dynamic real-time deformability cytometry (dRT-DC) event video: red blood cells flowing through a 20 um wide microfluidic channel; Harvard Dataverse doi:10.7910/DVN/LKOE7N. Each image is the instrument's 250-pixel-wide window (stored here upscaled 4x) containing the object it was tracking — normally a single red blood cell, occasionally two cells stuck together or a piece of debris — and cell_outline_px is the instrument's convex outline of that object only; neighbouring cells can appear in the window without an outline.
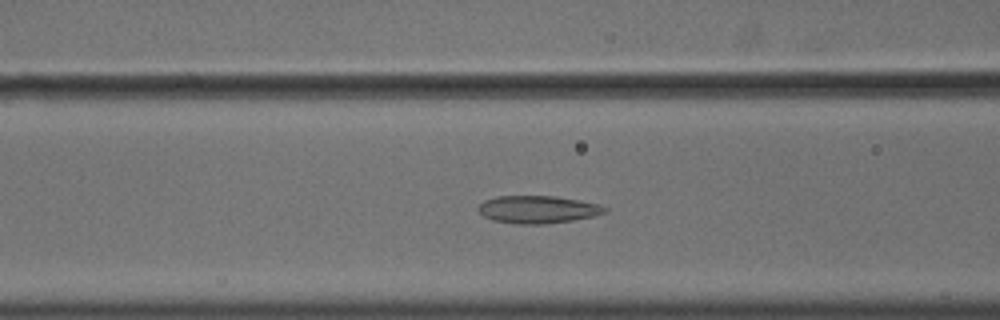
{"species": "common noctule bat (a hibernating species)", "species_latin": "Nyctalus noctula", "temperature_condition": "cold", "stored_images_in_passage": 44, "camera_frame_rate_fps": 3000, "um_per_image_px": 0.085, "animal": {"sex": "male", "body_mass_g": 18.8}, "frame": {"image": 1, "passage_image": 11, "time_ms": 3.333, "image_size_px": [1000, 320], "cell_outline_px": [[608, 212], [592, 216], [572, 220], [544, 224], [516, 224], [492, 220], [484, 216], [476, 208], [484, 200], [496, 196], [556, 196], [600, 204], [608, 208]], "centroid_in_image_um": [45.7, 17.8], "position_along_channel_um": 120.9, "area_um2": 20.4}}
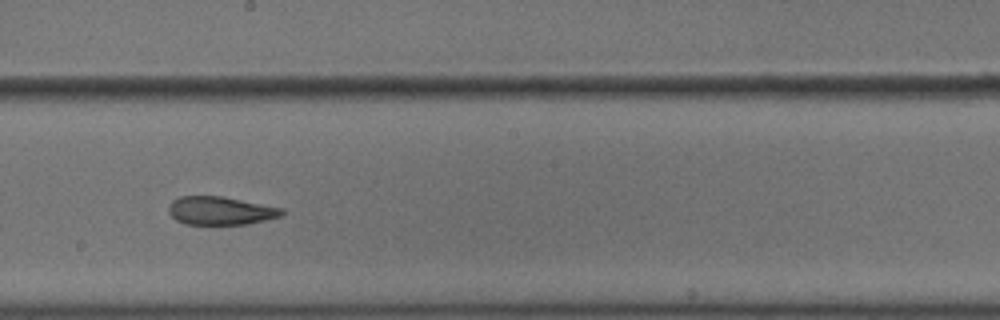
{"frame": {"image": 2, "passage_image": 20, "time_ms": 6.333, "image_size_px": [1000, 320], "cell_outline_px": [[284, 216], [248, 224], [184, 224], [176, 220], [168, 212], [168, 204], [172, 200], [180, 196], [220, 196], [284, 208]], "centroid_in_image_um": [18.74, 17.91], "position_along_channel_um": 229.5, "area_um2": 18.79}}
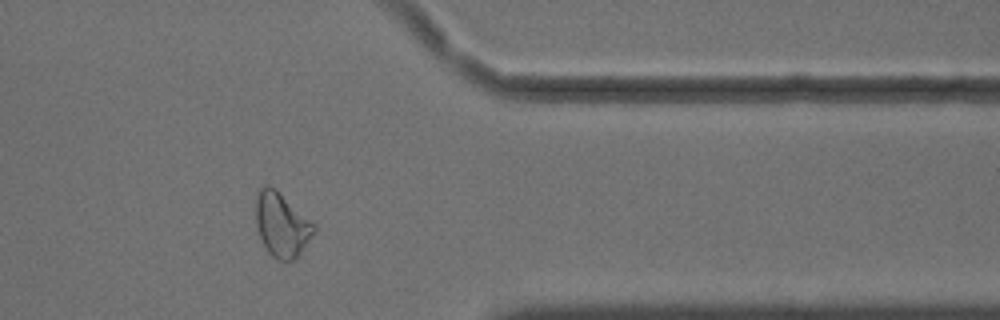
{"frame": {"image": 3, "passage_image": 34, "time_ms": 11.0, "image_size_px": [1000, 320], "cell_outline_px": [[316, 228], [300, 252], [292, 260], [280, 260], [272, 256], [268, 252], [260, 236], [256, 224], [256, 196], [260, 188], [264, 184], [268, 184], [312, 220], [316, 224]], "centroid_in_image_um": [23.93, 19.08], "position_along_channel_um": 387.5, "area_um2": 21.21}, "authors_computed_cell_mechanics": {"area_um2": 20.519, "velocity_mm_per_s": 3.6111, "shape_relaxation_time_tau1_ms": null, "shape_relaxation_time_tau2_ms": 2.774, "deformation_change_tau1": null, "deformation_change_tau2": 0.093}}